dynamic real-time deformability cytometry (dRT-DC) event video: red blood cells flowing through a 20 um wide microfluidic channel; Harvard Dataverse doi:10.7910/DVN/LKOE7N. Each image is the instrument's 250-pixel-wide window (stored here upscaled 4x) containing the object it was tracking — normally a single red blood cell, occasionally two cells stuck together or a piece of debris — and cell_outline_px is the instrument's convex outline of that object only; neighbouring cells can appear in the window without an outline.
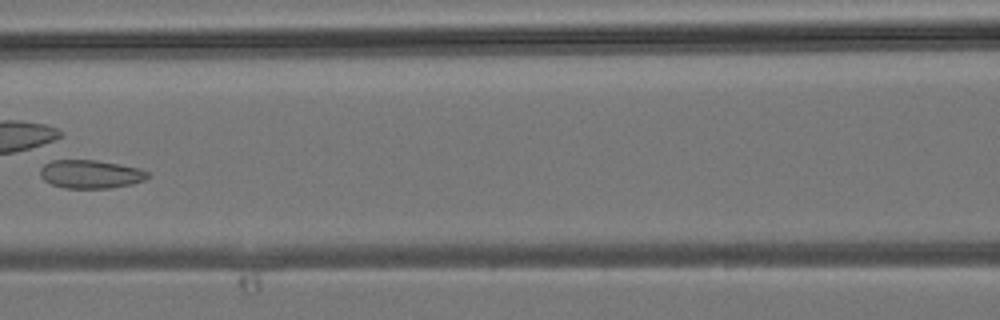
{"species": "common noctule bat (a hibernating species)", "species_latin": "Nyctalus noctula", "temperature_condition": "room temperature", "stored_images_in_passage": 40, "camera_frame_rate_fps": 3000, "um_per_image_px": 0.085, "animal": {"sex": "male", "body_mass_g": 19.2, "forearm_length_mm": 51.8}, "frame": {"image": 1, "passage_image": 18, "time_ms": 5.667, "image_size_px": [1000, 320], "cell_outline_px": [[152, 176], [144, 180], [132, 184], [112, 188], [64, 188], [52, 184], [44, 180], [40, 176], [40, 168], [44, 164], [52, 160], [96, 160], [136, 168], [148, 172]], "centroid_in_image_um": [7.68, 14.81], "position_along_channel_um": 158.9, "area_um2": 17.74}}
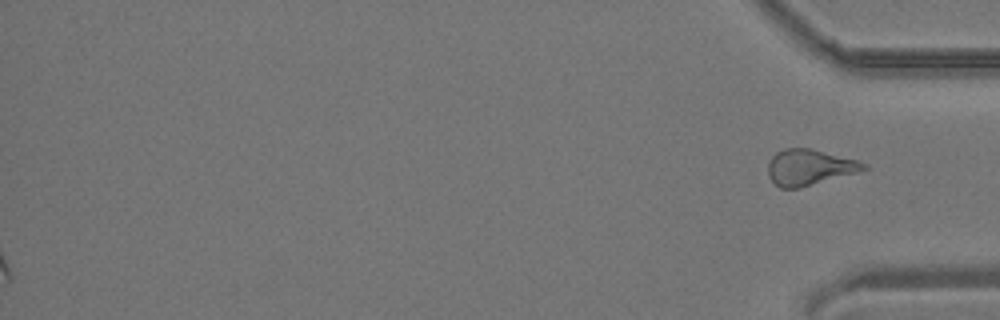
{"frame": {"image": 2, "passage_image": 40, "time_ms": 13.0, "image_size_px": [1000, 320], "cell_outline_px": [[868, 168], [856, 172], [800, 188], [780, 188], [768, 176], [768, 164], [772, 156], [776, 152], [784, 148], [812, 148], [856, 160], [868, 164]], "centroid_in_image_um": [68.77, 14.21], "position_along_channel_um": 366.4, "area_um2": 19.83}}